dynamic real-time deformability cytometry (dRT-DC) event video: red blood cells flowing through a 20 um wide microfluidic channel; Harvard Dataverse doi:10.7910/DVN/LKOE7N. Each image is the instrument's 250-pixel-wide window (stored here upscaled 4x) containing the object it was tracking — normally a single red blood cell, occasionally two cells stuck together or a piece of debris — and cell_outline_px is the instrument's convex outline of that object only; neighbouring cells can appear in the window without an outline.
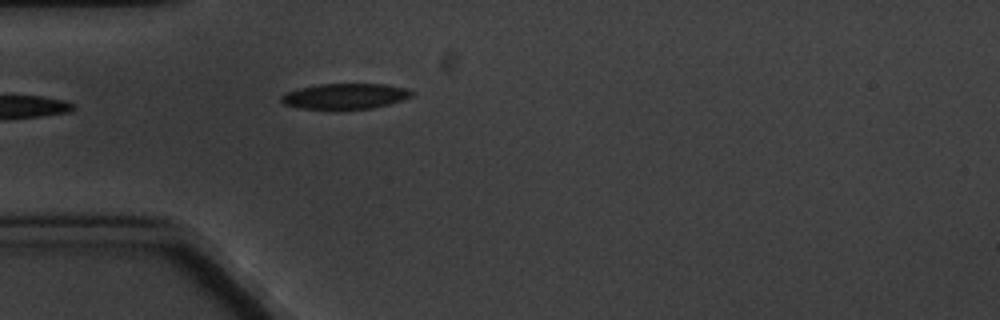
{"species": "common noctule bat (a hibernating species)", "species_latin": "Nyctalus noctula", "temperature_condition": "cold", "stored_images_in_passage": 5, "camera_frame_rate_fps": 3000, "um_per_image_px": 0.085, "animal": {"sex": "male", "body_mass_g": 20.1, "forearm_length_mm": 53.5}, "frame": {"image": 1, "passage_image": 5, "time_ms": 4.667, "image_size_px": [1000, 320], "cell_outline_px": [[412, 96], [404, 100], [372, 108], [300, 108], [284, 104], [280, 100], [280, 96], [284, 92], [296, 88], [320, 84], [384, 84], [404, 88], [412, 92]], "centroid_in_image_um": [29.28, 8.16], "position_along_channel_um": 55.7, "area_um2": 19.19}}